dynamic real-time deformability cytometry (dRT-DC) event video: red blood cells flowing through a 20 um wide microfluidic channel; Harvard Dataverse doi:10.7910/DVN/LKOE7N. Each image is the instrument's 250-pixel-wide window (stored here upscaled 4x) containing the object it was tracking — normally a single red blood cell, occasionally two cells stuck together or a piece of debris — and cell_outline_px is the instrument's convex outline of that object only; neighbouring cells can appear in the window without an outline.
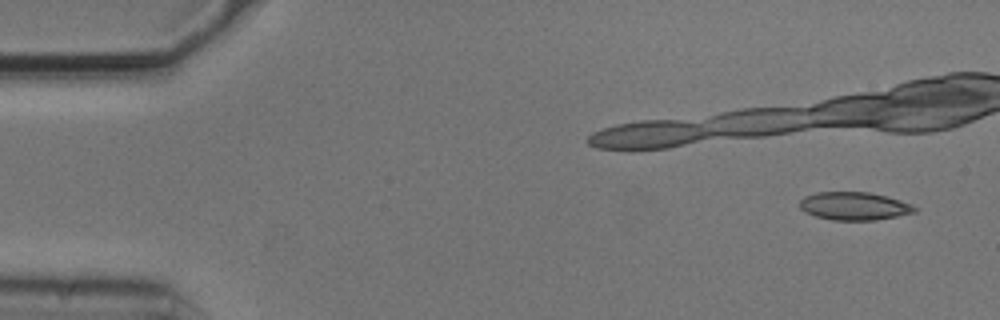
{"species": "common noctule bat (a hibernating species)", "species_latin": "Nyctalus noctula", "temperature_condition": "cold", "stored_images_in_passage": 11, "camera_frame_rate_fps": 3000, "um_per_image_px": 0.085, "animal": {"sex": "male", "body_mass_g": 20.5, "forearm_length_mm": 52.5}, "frame": {"image": 1, "passage_image": 1, "time_ms": 0.0, "image_size_px": [1000, 320], "cell_outline_px": [[916, 212], [876, 220], [832, 220], [816, 216], [804, 212], [800, 208], [800, 200], [804, 196], [816, 192], [868, 192], [888, 196], [912, 204], [916, 208]], "centroid_in_image_um": [72.6, 17.51], "position_along_channel_um": 12.4, "area_um2": 18.84}}
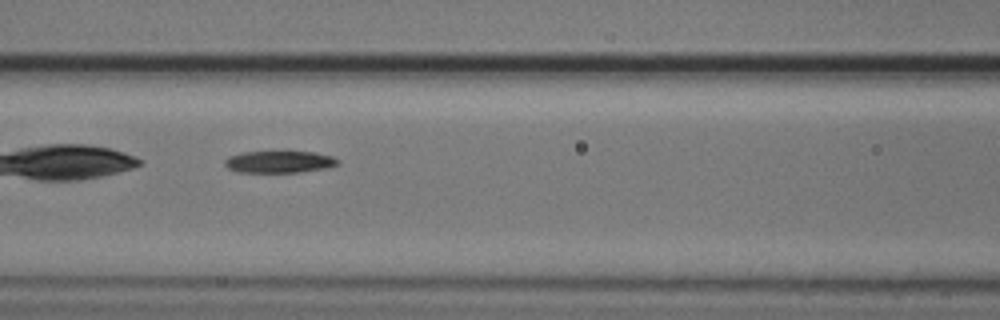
{"frame": {"image": 2, "passage_image": 7, "time_ms": 2.0, "image_size_px": [1000, 320], "cell_outline_px": [[340, 164], [328, 168], [300, 172], [236, 172], [228, 168], [224, 164], [224, 160], [228, 156], [244, 152], [284, 148], [288, 148], [316, 152], [332, 156], [340, 160]], "centroid_in_image_um": [23.78, 13.69], "position_along_channel_um": 142.8, "area_um2": 15.66}}
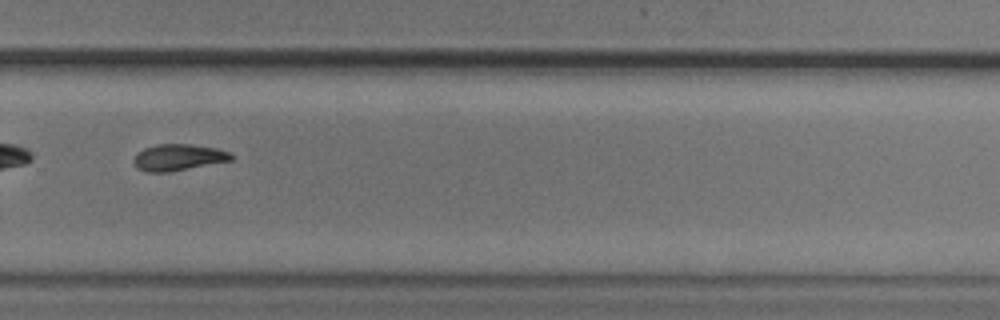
{"frame": {"image": 3, "passage_image": 11, "time_ms": 3.333, "image_size_px": [1000, 320], "cell_outline_px": [[236, 156], [232, 160], [168, 172], [144, 172], [136, 168], [132, 160], [136, 152], [144, 148], [156, 144], [188, 144], [216, 148], [232, 152]], "centroid_in_image_um": [15.14, 13.37], "position_along_channel_um": 314.7, "area_um2": 15.26}}